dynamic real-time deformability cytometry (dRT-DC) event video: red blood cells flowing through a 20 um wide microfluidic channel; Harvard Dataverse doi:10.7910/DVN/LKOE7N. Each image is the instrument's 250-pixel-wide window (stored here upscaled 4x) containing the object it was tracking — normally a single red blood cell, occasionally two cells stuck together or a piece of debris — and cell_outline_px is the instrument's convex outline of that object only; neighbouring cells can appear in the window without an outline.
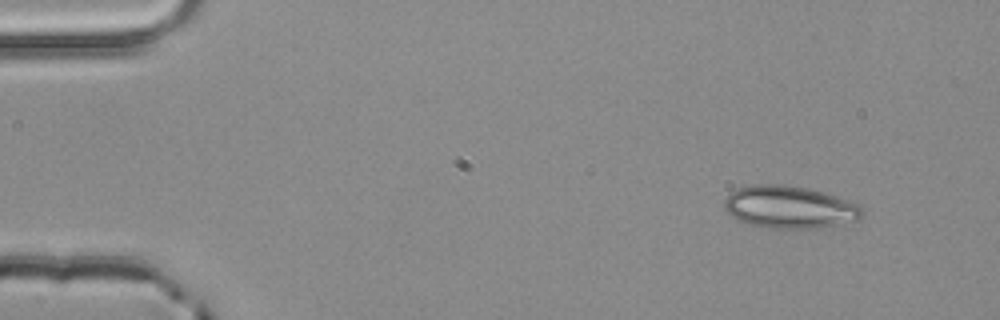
{"species": "common noctule bat (a hibernating species)", "species_latin": "Nyctalus noctula", "temperature_condition": "room temperature", "stored_images_in_passage": 3, "camera_frame_rate_fps": 3000, "um_per_image_px": 0.085, "animal": {"sex": "male", "body_mass_g": 20.4}, "frame": {"image": 1, "passage_image": 1, "time_ms": 0.0, "image_size_px": [1000, 320], "cell_outline_px": [[864, 216], [860, 220], [812, 228], [768, 228], [748, 224], [732, 216], [724, 208], [724, 200], [736, 188], [748, 184], [784, 184], [808, 188], [824, 192], [848, 200], [856, 204], [864, 212]], "centroid_in_image_um": [67.09, 17.59], "position_along_channel_um": 17.9, "area_um2": 34.1}}